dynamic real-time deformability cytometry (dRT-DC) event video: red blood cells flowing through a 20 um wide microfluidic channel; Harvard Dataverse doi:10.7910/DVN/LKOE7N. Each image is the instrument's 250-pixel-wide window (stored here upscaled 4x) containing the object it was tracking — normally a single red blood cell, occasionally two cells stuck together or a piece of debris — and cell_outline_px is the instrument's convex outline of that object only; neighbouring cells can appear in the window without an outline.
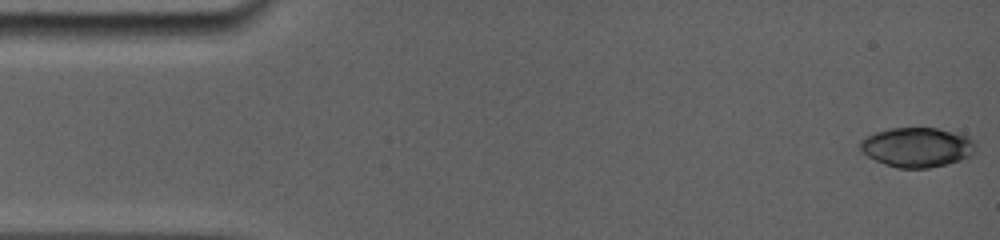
{"species": "common noctule bat (a hibernating species)", "species_latin": "Nyctalus noctula", "temperature_condition": "room temperature", "stored_images_in_passage": 10, "camera_frame_rate_fps": 5000, "um_per_image_px": 0.085, "animal": {"sex": "female", "body_mass_g": 19.0, "forearm_length_mm": 56.7}, "frame": {"image": 1, "passage_image": 1, "time_ms": 0.0, "image_size_px": [1000, 240], "cell_outline_px": [[976, 152], [972, 156], [964, 160], [948, 164], [928, 168], [896, 168], [876, 160], [868, 156], [860, 148], [860, 140], [876, 132], [888, 128], [936, 128], [964, 132], [976, 144]], "centroid_in_image_um": [78.05, 12.51], "position_along_channel_um": 7.0, "area_um2": 27.11}}
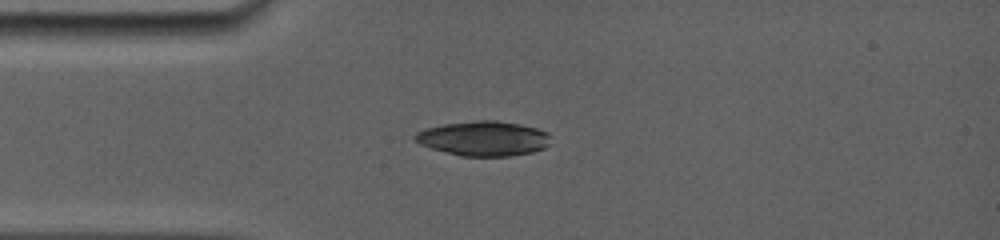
{"frame": {"image": 2, "passage_image": 9, "time_ms": 3.8, "image_size_px": [1000, 240], "cell_outline_px": [[552, 136], [548, 144], [544, 148], [532, 152], [512, 156], [460, 156], [432, 148], [420, 144], [412, 136], [416, 132], [424, 128], [444, 124], [476, 120], [496, 120], [520, 124], [536, 128], [548, 132]], "centroid_in_image_um": [41.11, 11.76], "position_along_channel_um": 43.9, "area_um2": 27.63}}